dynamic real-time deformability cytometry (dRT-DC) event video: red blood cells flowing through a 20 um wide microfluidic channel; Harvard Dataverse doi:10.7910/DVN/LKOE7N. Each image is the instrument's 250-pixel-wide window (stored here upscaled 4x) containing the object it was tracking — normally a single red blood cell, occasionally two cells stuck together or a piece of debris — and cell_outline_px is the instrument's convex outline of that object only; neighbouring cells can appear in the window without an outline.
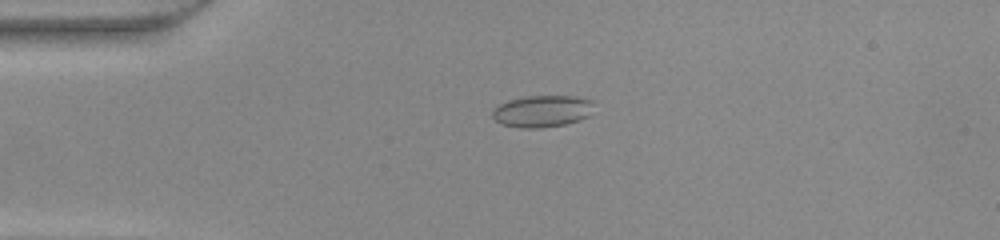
{"species": "common noctule bat (a hibernating species)", "species_latin": "Nyctalus noctula", "temperature_condition": "warm", "stored_images_in_passage": 38, "camera_frame_rate_fps": 3000, "um_per_image_px": 0.085, "animal": {"sex": "female", "body_mass_g": 22.0, "forearm_length_mm": 56.7}, "frame": {"image": 1, "passage_image": 1, "time_ms": 0.0, "image_size_px": [1000, 240], "cell_outline_px": [[592, 100], [588, 116], [580, 120], [564, 124], [540, 128], [520, 128], [504, 124], [496, 120], [492, 116], [492, 112], [500, 104], [508, 100], [528, 96], [576, 96]], "centroid_in_image_um": [46.07, 9.45], "position_along_channel_um": 38.9, "area_um2": 18.5}}
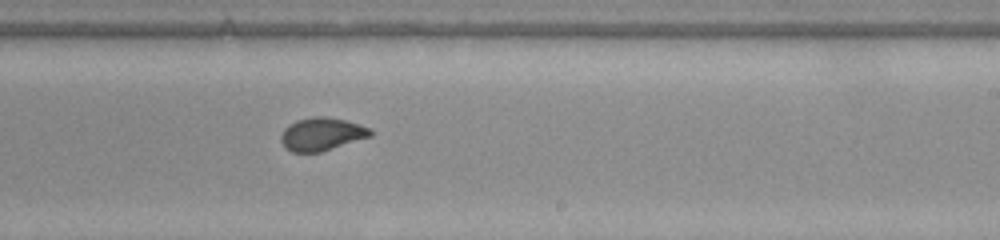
{"frame": {"image": 2, "passage_image": 19, "time_ms": 6.0, "image_size_px": [1000, 240], "cell_outline_px": [[372, 136], [320, 152], [292, 152], [280, 140], [280, 136], [284, 128], [288, 124], [296, 120], [312, 116], [328, 116], [344, 120], [372, 128]], "centroid_in_image_um": [27.35, 11.38], "position_along_channel_um": 261.7, "area_um2": 17.22}}
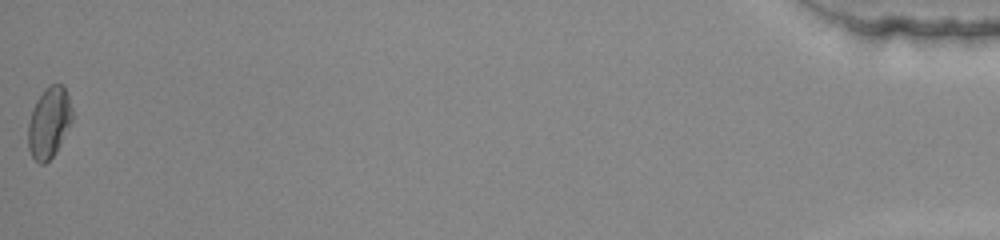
{"frame": {"image": 3, "passage_image": 38, "time_ms": 12.333, "image_size_px": [1000, 240], "cell_outline_px": [[72, 120], [56, 152], [44, 164], [40, 164], [32, 156], [28, 148], [28, 124], [32, 108], [36, 100], [44, 88], [48, 84], [64, 84], [72, 108]], "centroid_in_image_um": [4.16, 10.38], "position_along_channel_um": 431.0, "area_um2": 18.26}}